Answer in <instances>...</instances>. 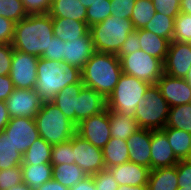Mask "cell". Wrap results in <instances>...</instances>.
I'll return each instance as SVG.
<instances>
[{
	"instance_id": "obj_1",
	"label": "cell",
	"mask_w": 191,
	"mask_h": 190,
	"mask_svg": "<svg viewBox=\"0 0 191 190\" xmlns=\"http://www.w3.org/2000/svg\"><path fill=\"white\" fill-rule=\"evenodd\" d=\"M54 37L49 14H29L15 23L12 46L15 50L41 57Z\"/></svg>"
},
{
	"instance_id": "obj_2",
	"label": "cell",
	"mask_w": 191,
	"mask_h": 190,
	"mask_svg": "<svg viewBox=\"0 0 191 190\" xmlns=\"http://www.w3.org/2000/svg\"><path fill=\"white\" fill-rule=\"evenodd\" d=\"M73 83H82L81 69L64 61L39 58L34 89L44 101H50L65 86Z\"/></svg>"
},
{
	"instance_id": "obj_3",
	"label": "cell",
	"mask_w": 191,
	"mask_h": 190,
	"mask_svg": "<svg viewBox=\"0 0 191 190\" xmlns=\"http://www.w3.org/2000/svg\"><path fill=\"white\" fill-rule=\"evenodd\" d=\"M116 54L95 52L81 70L82 83L107 98L122 75Z\"/></svg>"
},
{
	"instance_id": "obj_4",
	"label": "cell",
	"mask_w": 191,
	"mask_h": 190,
	"mask_svg": "<svg viewBox=\"0 0 191 190\" xmlns=\"http://www.w3.org/2000/svg\"><path fill=\"white\" fill-rule=\"evenodd\" d=\"M40 137L56 145L70 140L76 134V125L51 101H44L35 116Z\"/></svg>"
},
{
	"instance_id": "obj_5",
	"label": "cell",
	"mask_w": 191,
	"mask_h": 190,
	"mask_svg": "<svg viewBox=\"0 0 191 190\" xmlns=\"http://www.w3.org/2000/svg\"><path fill=\"white\" fill-rule=\"evenodd\" d=\"M134 26L130 19L114 16L107 17L101 23L89 27L96 52L117 54L127 35L133 32Z\"/></svg>"
},
{
	"instance_id": "obj_6",
	"label": "cell",
	"mask_w": 191,
	"mask_h": 190,
	"mask_svg": "<svg viewBox=\"0 0 191 190\" xmlns=\"http://www.w3.org/2000/svg\"><path fill=\"white\" fill-rule=\"evenodd\" d=\"M150 85L148 82L122 73L114 91L106 98L107 109L134 118L138 101L145 96Z\"/></svg>"
},
{
	"instance_id": "obj_7",
	"label": "cell",
	"mask_w": 191,
	"mask_h": 190,
	"mask_svg": "<svg viewBox=\"0 0 191 190\" xmlns=\"http://www.w3.org/2000/svg\"><path fill=\"white\" fill-rule=\"evenodd\" d=\"M138 102L134 119L139 127L149 130H162L166 126L170 106L161 95L156 84L150 85L145 96Z\"/></svg>"
},
{
	"instance_id": "obj_8",
	"label": "cell",
	"mask_w": 191,
	"mask_h": 190,
	"mask_svg": "<svg viewBox=\"0 0 191 190\" xmlns=\"http://www.w3.org/2000/svg\"><path fill=\"white\" fill-rule=\"evenodd\" d=\"M122 72L155 85L164 74V64L143 50L124 55L120 58Z\"/></svg>"
},
{
	"instance_id": "obj_9",
	"label": "cell",
	"mask_w": 191,
	"mask_h": 190,
	"mask_svg": "<svg viewBox=\"0 0 191 190\" xmlns=\"http://www.w3.org/2000/svg\"><path fill=\"white\" fill-rule=\"evenodd\" d=\"M39 57L13 50L9 76L14 88L34 89L37 81V62Z\"/></svg>"
},
{
	"instance_id": "obj_10",
	"label": "cell",
	"mask_w": 191,
	"mask_h": 190,
	"mask_svg": "<svg viewBox=\"0 0 191 190\" xmlns=\"http://www.w3.org/2000/svg\"><path fill=\"white\" fill-rule=\"evenodd\" d=\"M5 102L10 118H35L44 100L35 89L14 88Z\"/></svg>"
},
{
	"instance_id": "obj_11",
	"label": "cell",
	"mask_w": 191,
	"mask_h": 190,
	"mask_svg": "<svg viewBox=\"0 0 191 190\" xmlns=\"http://www.w3.org/2000/svg\"><path fill=\"white\" fill-rule=\"evenodd\" d=\"M73 159L88 176L106 169L102 149L95 147L77 133L73 136Z\"/></svg>"
},
{
	"instance_id": "obj_12",
	"label": "cell",
	"mask_w": 191,
	"mask_h": 190,
	"mask_svg": "<svg viewBox=\"0 0 191 190\" xmlns=\"http://www.w3.org/2000/svg\"><path fill=\"white\" fill-rule=\"evenodd\" d=\"M76 133L95 147L102 149L110 140L109 109L82 120L76 126Z\"/></svg>"
},
{
	"instance_id": "obj_13",
	"label": "cell",
	"mask_w": 191,
	"mask_h": 190,
	"mask_svg": "<svg viewBox=\"0 0 191 190\" xmlns=\"http://www.w3.org/2000/svg\"><path fill=\"white\" fill-rule=\"evenodd\" d=\"M3 131L9 136L11 143L21 154H24L40 137L34 118H10Z\"/></svg>"
},
{
	"instance_id": "obj_14",
	"label": "cell",
	"mask_w": 191,
	"mask_h": 190,
	"mask_svg": "<svg viewBox=\"0 0 191 190\" xmlns=\"http://www.w3.org/2000/svg\"><path fill=\"white\" fill-rule=\"evenodd\" d=\"M163 64L165 74L185 78L191 67V44L171 41Z\"/></svg>"
},
{
	"instance_id": "obj_15",
	"label": "cell",
	"mask_w": 191,
	"mask_h": 190,
	"mask_svg": "<svg viewBox=\"0 0 191 190\" xmlns=\"http://www.w3.org/2000/svg\"><path fill=\"white\" fill-rule=\"evenodd\" d=\"M156 86L170 108L191 103V85L184 78H175L164 73Z\"/></svg>"
},
{
	"instance_id": "obj_16",
	"label": "cell",
	"mask_w": 191,
	"mask_h": 190,
	"mask_svg": "<svg viewBox=\"0 0 191 190\" xmlns=\"http://www.w3.org/2000/svg\"><path fill=\"white\" fill-rule=\"evenodd\" d=\"M150 169L175 166L179 159L175 156L166 134L162 130H151Z\"/></svg>"
},
{
	"instance_id": "obj_17",
	"label": "cell",
	"mask_w": 191,
	"mask_h": 190,
	"mask_svg": "<svg viewBox=\"0 0 191 190\" xmlns=\"http://www.w3.org/2000/svg\"><path fill=\"white\" fill-rule=\"evenodd\" d=\"M107 108L106 98L92 88L83 86L77 96L75 125L90 116L98 115Z\"/></svg>"
},
{
	"instance_id": "obj_18",
	"label": "cell",
	"mask_w": 191,
	"mask_h": 190,
	"mask_svg": "<svg viewBox=\"0 0 191 190\" xmlns=\"http://www.w3.org/2000/svg\"><path fill=\"white\" fill-rule=\"evenodd\" d=\"M126 142L129 149V162L150 169L151 130L140 128Z\"/></svg>"
},
{
	"instance_id": "obj_19",
	"label": "cell",
	"mask_w": 191,
	"mask_h": 190,
	"mask_svg": "<svg viewBox=\"0 0 191 190\" xmlns=\"http://www.w3.org/2000/svg\"><path fill=\"white\" fill-rule=\"evenodd\" d=\"M95 52L91 34L88 32L85 36L81 37L80 40L65 42L64 62L82 70L86 62Z\"/></svg>"
},
{
	"instance_id": "obj_20",
	"label": "cell",
	"mask_w": 191,
	"mask_h": 190,
	"mask_svg": "<svg viewBox=\"0 0 191 190\" xmlns=\"http://www.w3.org/2000/svg\"><path fill=\"white\" fill-rule=\"evenodd\" d=\"M108 170L118 185H147L151 169L133 162H126Z\"/></svg>"
},
{
	"instance_id": "obj_21",
	"label": "cell",
	"mask_w": 191,
	"mask_h": 190,
	"mask_svg": "<svg viewBox=\"0 0 191 190\" xmlns=\"http://www.w3.org/2000/svg\"><path fill=\"white\" fill-rule=\"evenodd\" d=\"M54 36L63 42L80 40L89 32L86 22L67 18H52Z\"/></svg>"
},
{
	"instance_id": "obj_22",
	"label": "cell",
	"mask_w": 191,
	"mask_h": 190,
	"mask_svg": "<svg viewBox=\"0 0 191 190\" xmlns=\"http://www.w3.org/2000/svg\"><path fill=\"white\" fill-rule=\"evenodd\" d=\"M83 86V83L67 85L50 100L74 124L75 111H77V96Z\"/></svg>"
},
{
	"instance_id": "obj_23",
	"label": "cell",
	"mask_w": 191,
	"mask_h": 190,
	"mask_svg": "<svg viewBox=\"0 0 191 190\" xmlns=\"http://www.w3.org/2000/svg\"><path fill=\"white\" fill-rule=\"evenodd\" d=\"M87 8L80 0H52L49 15L52 18H69L86 22Z\"/></svg>"
},
{
	"instance_id": "obj_24",
	"label": "cell",
	"mask_w": 191,
	"mask_h": 190,
	"mask_svg": "<svg viewBox=\"0 0 191 190\" xmlns=\"http://www.w3.org/2000/svg\"><path fill=\"white\" fill-rule=\"evenodd\" d=\"M177 178V164L171 167L151 170L147 182L148 190H177Z\"/></svg>"
},
{
	"instance_id": "obj_25",
	"label": "cell",
	"mask_w": 191,
	"mask_h": 190,
	"mask_svg": "<svg viewBox=\"0 0 191 190\" xmlns=\"http://www.w3.org/2000/svg\"><path fill=\"white\" fill-rule=\"evenodd\" d=\"M110 135L112 138L127 140L138 129L137 121L127 115L109 109Z\"/></svg>"
},
{
	"instance_id": "obj_26",
	"label": "cell",
	"mask_w": 191,
	"mask_h": 190,
	"mask_svg": "<svg viewBox=\"0 0 191 190\" xmlns=\"http://www.w3.org/2000/svg\"><path fill=\"white\" fill-rule=\"evenodd\" d=\"M138 35L140 39V50L160 59L164 63L170 42L144 29H139Z\"/></svg>"
},
{
	"instance_id": "obj_27",
	"label": "cell",
	"mask_w": 191,
	"mask_h": 190,
	"mask_svg": "<svg viewBox=\"0 0 191 190\" xmlns=\"http://www.w3.org/2000/svg\"><path fill=\"white\" fill-rule=\"evenodd\" d=\"M23 182L36 190L42 184L52 179L53 166L51 163L21 164Z\"/></svg>"
},
{
	"instance_id": "obj_28",
	"label": "cell",
	"mask_w": 191,
	"mask_h": 190,
	"mask_svg": "<svg viewBox=\"0 0 191 190\" xmlns=\"http://www.w3.org/2000/svg\"><path fill=\"white\" fill-rule=\"evenodd\" d=\"M129 149L127 142L118 138H110L108 143L102 148L105 168H112L129 162Z\"/></svg>"
},
{
	"instance_id": "obj_29",
	"label": "cell",
	"mask_w": 191,
	"mask_h": 190,
	"mask_svg": "<svg viewBox=\"0 0 191 190\" xmlns=\"http://www.w3.org/2000/svg\"><path fill=\"white\" fill-rule=\"evenodd\" d=\"M162 131L166 134L175 156L179 160H186L191 152V134L170 127H164Z\"/></svg>"
},
{
	"instance_id": "obj_30",
	"label": "cell",
	"mask_w": 191,
	"mask_h": 190,
	"mask_svg": "<svg viewBox=\"0 0 191 190\" xmlns=\"http://www.w3.org/2000/svg\"><path fill=\"white\" fill-rule=\"evenodd\" d=\"M52 179L71 188L88 176L77 164L52 165Z\"/></svg>"
},
{
	"instance_id": "obj_31",
	"label": "cell",
	"mask_w": 191,
	"mask_h": 190,
	"mask_svg": "<svg viewBox=\"0 0 191 190\" xmlns=\"http://www.w3.org/2000/svg\"><path fill=\"white\" fill-rule=\"evenodd\" d=\"M23 154L11 143L9 136L0 131V170L21 166Z\"/></svg>"
},
{
	"instance_id": "obj_32",
	"label": "cell",
	"mask_w": 191,
	"mask_h": 190,
	"mask_svg": "<svg viewBox=\"0 0 191 190\" xmlns=\"http://www.w3.org/2000/svg\"><path fill=\"white\" fill-rule=\"evenodd\" d=\"M51 150L52 145L39 137L23 154L22 164L39 165L42 163H51Z\"/></svg>"
},
{
	"instance_id": "obj_33",
	"label": "cell",
	"mask_w": 191,
	"mask_h": 190,
	"mask_svg": "<svg viewBox=\"0 0 191 190\" xmlns=\"http://www.w3.org/2000/svg\"><path fill=\"white\" fill-rule=\"evenodd\" d=\"M165 127L184 130L191 134V103L171 107Z\"/></svg>"
},
{
	"instance_id": "obj_34",
	"label": "cell",
	"mask_w": 191,
	"mask_h": 190,
	"mask_svg": "<svg viewBox=\"0 0 191 190\" xmlns=\"http://www.w3.org/2000/svg\"><path fill=\"white\" fill-rule=\"evenodd\" d=\"M155 7L152 0H137L135 2L130 20L133 23L134 29H144L155 15Z\"/></svg>"
},
{
	"instance_id": "obj_35",
	"label": "cell",
	"mask_w": 191,
	"mask_h": 190,
	"mask_svg": "<svg viewBox=\"0 0 191 190\" xmlns=\"http://www.w3.org/2000/svg\"><path fill=\"white\" fill-rule=\"evenodd\" d=\"M144 30L150 31L171 42L174 32V18L155 12L154 17L149 23H147Z\"/></svg>"
},
{
	"instance_id": "obj_36",
	"label": "cell",
	"mask_w": 191,
	"mask_h": 190,
	"mask_svg": "<svg viewBox=\"0 0 191 190\" xmlns=\"http://www.w3.org/2000/svg\"><path fill=\"white\" fill-rule=\"evenodd\" d=\"M111 15L110 0H98L87 8L86 23L88 27L101 23Z\"/></svg>"
},
{
	"instance_id": "obj_37",
	"label": "cell",
	"mask_w": 191,
	"mask_h": 190,
	"mask_svg": "<svg viewBox=\"0 0 191 190\" xmlns=\"http://www.w3.org/2000/svg\"><path fill=\"white\" fill-rule=\"evenodd\" d=\"M0 16L18 23L28 16L21 0H0Z\"/></svg>"
},
{
	"instance_id": "obj_38",
	"label": "cell",
	"mask_w": 191,
	"mask_h": 190,
	"mask_svg": "<svg viewBox=\"0 0 191 190\" xmlns=\"http://www.w3.org/2000/svg\"><path fill=\"white\" fill-rule=\"evenodd\" d=\"M73 159V137L60 144L52 145L51 165L72 164Z\"/></svg>"
},
{
	"instance_id": "obj_39",
	"label": "cell",
	"mask_w": 191,
	"mask_h": 190,
	"mask_svg": "<svg viewBox=\"0 0 191 190\" xmlns=\"http://www.w3.org/2000/svg\"><path fill=\"white\" fill-rule=\"evenodd\" d=\"M172 41L191 42V19L187 14L180 12L174 19V32Z\"/></svg>"
},
{
	"instance_id": "obj_40",
	"label": "cell",
	"mask_w": 191,
	"mask_h": 190,
	"mask_svg": "<svg viewBox=\"0 0 191 190\" xmlns=\"http://www.w3.org/2000/svg\"><path fill=\"white\" fill-rule=\"evenodd\" d=\"M23 182L21 166L0 170V190H7L10 187Z\"/></svg>"
},
{
	"instance_id": "obj_41",
	"label": "cell",
	"mask_w": 191,
	"mask_h": 190,
	"mask_svg": "<svg viewBox=\"0 0 191 190\" xmlns=\"http://www.w3.org/2000/svg\"><path fill=\"white\" fill-rule=\"evenodd\" d=\"M135 2L134 0H110L111 16L130 19Z\"/></svg>"
},
{
	"instance_id": "obj_42",
	"label": "cell",
	"mask_w": 191,
	"mask_h": 190,
	"mask_svg": "<svg viewBox=\"0 0 191 190\" xmlns=\"http://www.w3.org/2000/svg\"><path fill=\"white\" fill-rule=\"evenodd\" d=\"M96 190H117L118 183L108 169L101 170L93 175Z\"/></svg>"
},
{
	"instance_id": "obj_43",
	"label": "cell",
	"mask_w": 191,
	"mask_h": 190,
	"mask_svg": "<svg viewBox=\"0 0 191 190\" xmlns=\"http://www.w3.org/2000/svg\"><path fill=\"white\" fill-rule=\"evenodd\" d=\"M180 0H152L156 12L176 18L180 14Z\"/></svg>"
},
{
	"instance_id": "obj_44",
	"label": "cell",
	"mask_w": 191,
	"mask_h": 190,
	"mask_svg": "<svg viewBox=\"0 0 191 190\" xmlns=\"http://www.w3.org/2000/svg\"><path fill=\"white\" fill-rule=\"evenodd\" d=\"M64 46L65 42L54 36L48 46V49L41 57L47 60H58L62 62L64 61Z\"/></svg>"
},
{
	"instance_id": "obj_45",
	"label": "cell",
	"mask_w": 191,
	"mask_h": 190,
	"mask_svg": "<svg viewBox=\"0 0 191 190\" xmlns=\"http://www.w3.org/2000/svg\"><path fill=\"white\" fill-rule=\"evenodd\" d=\"M27 14H48L52 0H21Z\"/></svg>"
},
{
	"instance_id": "obj_46",
	"label": "cell",
	"mask_w": 191,
	"mask_h": 190,
	"mask_svg": "<svg viewBox=\"0 0 191 190\" xmlns=\"http://www.w3.org/2000/svg\"><path fill=\"white\" fill-rule=\"evenodd\" d=\"M138 30H134L130 34L127 35V39L119 49L116 56L120 59L122 56L136 52L140 50V41H139Z\"/></svg>"
},
{
	"instance_id": "obj_47",
	"label": "cell",
	"mask_w": 191,
	"mask_h": 190,
	"mask_svg": "<svg viewBox=\"0 0 191 190\" xmlns=\"http://www.w3.org/2000/svg\"><path fill=\"white\" fill-rule=\"evenodd\" d=\"M13 50L12 44H0V75L2 76L9 75Z\"/></svg>"
},
{
	"instance_id": "obj_48",
	"label": "cell",
	"mask_w": 191,
	"mask_h": 190,
	"mask_svg": "<svg viewBox=\"0 0 191 190\" xmlns=\"http://www.w3.org/2000/svg\"><path fill=\"white\" fill-rule=\"evenodd\" d=\"M178 187H191V163L179 160L177 163Z\"/></svg>"
},
{
	"instance_id": "obj_49",
	"label": "cell",
	"mask_w": 191,
	"mask_h": 190,
	"mask_svg": "<svg viewBox=\"0 0 191 190\" xmlns=\"http://www.w3.org/2000/svg\"><path fill=\"white\" fill-rule=\"evenodd\" d=\"M15 23L10 19L0 16V44H12Z\"/></svg>"
},
{
	"instance_id": "obj_50",
	"label": "cell",
	"mask_w": 191,
	"mask_h": 190,
	"mask_svg": "<svg viewBox=\"0 0 191 190\" xmlns=\"http://www.w3.org/2000/svg\"><path fill=\"white\" fill-rule=\"evenodd\" d=\"M14 90L13 82L9 75H0V101H6Z\"/></svg>"
},
{
	"instance_id": "obj_51",
	"label": "cell",
	"mask_w": 191,
	"mask_h": 190,
	"mask_svg": "<svg viewBox=\"0 0 191 190\" xmlns=\"http://www.w3.org/2000/svg\"><path fill=\"white\" fill-rule=\"evenodd\" d=\"M69 190H96L95 183L92 176H86L82 181L75 186L69 188Z\"/></svg>"
},
{
	"instance_id": "obj_52",
	"label": "cell",
	"mask_w": 191,
	"mask_h": 190,
	"mask_svg": "<svg viewBox=\"0 0 191 190\" xmlns=\"http://www.w3.org/2000/svg\"><path fill=\"white\" fill-rule=\"evenodd\" d=\"M10 120L8 110L6 108V102L0 101V131H3Z\"/></svg>"
},
{
	"instance_id": "obj_53",
	"label": "cell",
	"mask_w": 191,
	"mask_h": 190,
	"mask_svg": "<svg viewBox=\"0 0 191 190\" xmlns=\"http://www.w3.org/2000/svg\"><path fill=\"white\" fill-rule=\"evenodd\" d=\"M36 190H69V188L66 186H63L61 183L51 179V180L47 181L46 183L42 184Z\"/></svg>"
},
{
	"instance_id": "obj_54",
	"label": "cell",
	"mask_w": 191,
	"mask_h": 190,
	"mask_svg": "<svg viewBox=\"0 0 191 190\" xmlns=\"http://www.w3.org/2000/svg\"><path fill=\"white\" fill-rule=\"evenodd\" d=\"M117 190H148V187L147 185H137V186L119 185Z\"/></svg>"
},
{
	"instance_id": "obj_55",
	"label": "cell",
	"mask_w": 191,
	"mask_h": 190,
	"mask_svg": "<svg viewBox=\"0 0 191 190\" xmlns=\"http://www.w3.org/2000/svg\"><path fill=\"white\" fill-rule=\"evenodd\" d=\"M180 12H190L191 0H180Z\"/></svg>"
},
{
	"instance_id": "obj_56",
	"label": "cell",
	"mask_w": 191,
	"mask_h": 190,
	"mask_svg": "<svg viewBox=\"0 0 191 190\" xmlns=\"http://www.w3.org/2000/svg\"><path fill=\"white\" fill-rule=\"evenodd\" d=\"M7 190H32L31 187H29L27 184L24 182L15 185L13 187L8 188Z\"/></svg>"
},
{
	"instance_id": "obj_57",
	"label": "cell",
	"mask_w": 191,
	"mask_h": 190,
	"mask_svg": "<svg viewBox=\"0 0 191 190\" xmlns=\"http://www.w3.org/2000/svg\"><path fill=\"white\" fill-rule=\"evenodd\" d=\"M82 2V5L85 6L86 8L90 7L93 5L98 0H80Z\"/></svg>"
},
{
	"instance_id": "obj_58",
	"label": "cell",
	"mask_w": 191,
	"mask_h": 190,
	"mask_svg": "<svg viewBox=\"0 0 191 190\" xmlns=\"http://www.w3.org/2000/svg\"><path fill=\"white\" fill-rule=\"evenodd\" d=\"M184 79L191 85V67Z\"/></svg>"
},
{
	"instance_id": "obj_59",
	"label": "cell",
	"mask_w": 191,
	"mask_h": 190,
	"mask_svg": "<svg viewBox=\"0 0 191 190\" xmlns=\"http://www.w3.org/2000/svg\"><path fill=\"white\" fill-rule=\"evenodd\" d=\"M177 190H191V187H178Z\"/></svg>"
},
{
	"instance_id": "obj_60",
	"label": "cell",
	"mask_w": 191,
	"mask_h": 190,
	"mask_svg": "<svg viewBox=\"0 0 191 190\" xmlns=\"http://www.w3.org/2000/svg\"><path fill=\"white\" fill-rule=\"evenodd\" d=\"M182 13L187 14V16L191 19V9H190V12H182Z\"/></svg>"
},
{
	"instance_id": "obj_61",
	"label": "cell",
	"mask_w": 191,
	"mask_h": 190,
	"mask_svg": "<svg viewBox=\"0 0 191 190\" xmlns=\"http://www.w3.org/2000/svg\"><path fill=\"white\" fill-rule=\"evenodd\" d=\"M187 160L191 163V152H190V155H189V157L187 158Z\"/></svg>"
}]
</instances>
